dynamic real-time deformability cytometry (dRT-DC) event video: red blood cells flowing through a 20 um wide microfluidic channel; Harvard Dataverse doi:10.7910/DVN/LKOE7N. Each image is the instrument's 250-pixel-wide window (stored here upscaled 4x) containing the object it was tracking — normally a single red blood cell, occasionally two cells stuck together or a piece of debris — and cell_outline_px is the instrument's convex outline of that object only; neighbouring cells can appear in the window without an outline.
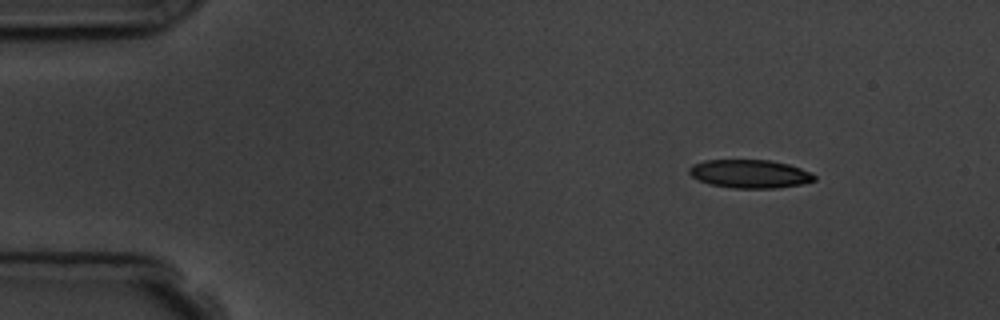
{"species": "common noctule bat (a hibernating species)", "species_latin": "Nyctalus noctula", "temperature_condition": "room temperature", "stored_images_in_passage": 4, "camera_frame_rate_fps": 3000, "um_per_image_px": 0.085, "animal": {"sex": "male", "body_mass_g": 19.5, "forearm_length_mm": 54.6}, "frame": {"image": 1, "passage_image": 1, "time_ms": 0.0, "image_size_px": [1000, 320], "cell_outline_px": [[816, 180], [800, 184], [776, 188], [736, 188], [712, 184], [700, 180], [692, 176], [688, 172], [688, 168], [692, 164], [704, 160], [768, 160], [788, 164], [800, 168], [816, 176]], "centroid_in_image_um": [63.71, 14.77], "position_along_channel_um": 21.3, "area_um2": 20.46}}
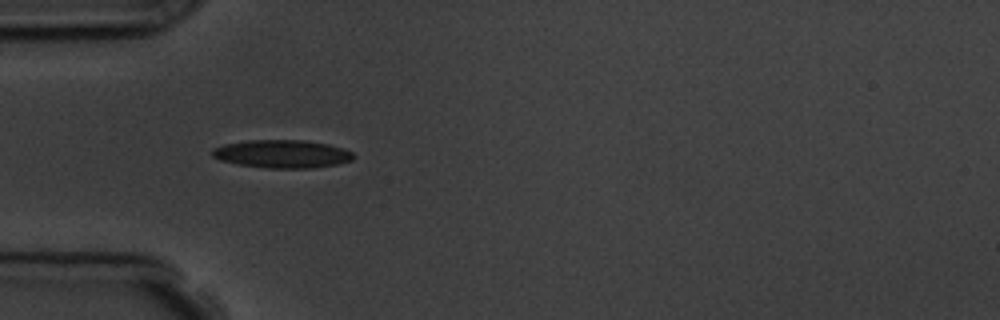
{"frame": {"image": 2, "passage_image": 4, "time_ms": 3.333, "image_size_px": [1000, 320], "cell_outline_px": [[356, 156], [352, 160], [336, 164], [312, 168], [268, 168], [236, 164], [220, 160], [212, 156], [212, 148], [224, 144], [248, 140], [304, 140], [328, 144], [344, 148], [352, 152]], "centroid_in_image_um": [23.98, 13.08], "position_along_channel_um": 61.0, "area_um2": 23.18}}